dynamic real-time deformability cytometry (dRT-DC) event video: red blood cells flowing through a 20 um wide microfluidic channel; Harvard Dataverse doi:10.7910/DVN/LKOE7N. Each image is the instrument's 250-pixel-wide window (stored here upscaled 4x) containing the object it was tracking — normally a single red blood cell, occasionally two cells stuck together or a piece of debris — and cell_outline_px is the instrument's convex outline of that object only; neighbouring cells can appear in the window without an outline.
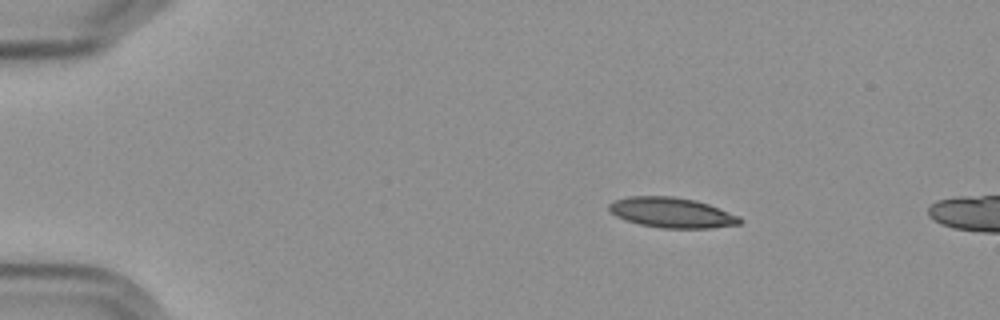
{"species": "Egyptian fruit bat (a non-hibernating species)", "species_latin": "Rousettus aegyptiacus", "temperature_condition": "cold", "stored_images_in_passage": 3, "camera_frame_rate_fps": 3000, "um_per_image_px": 0.085, "frame": {"image": 1, "passage_image": 1, "time_ms": 0.0, "image_size_px": [1000, 320], "cell_outline_px": [[744, 220], [740, 224], [708, 228], [660, 228], [640, 224], [624, 220], [616, 216], [608, 208], [608, 204], [616, 200], [628, 196], [672, 196], [696, 200], [708, 204], [740, 216]], "centroid_in_image_um": [57.11, 18.07], "position_along_channel_um": 27.9, "area_um2": 23.06}}